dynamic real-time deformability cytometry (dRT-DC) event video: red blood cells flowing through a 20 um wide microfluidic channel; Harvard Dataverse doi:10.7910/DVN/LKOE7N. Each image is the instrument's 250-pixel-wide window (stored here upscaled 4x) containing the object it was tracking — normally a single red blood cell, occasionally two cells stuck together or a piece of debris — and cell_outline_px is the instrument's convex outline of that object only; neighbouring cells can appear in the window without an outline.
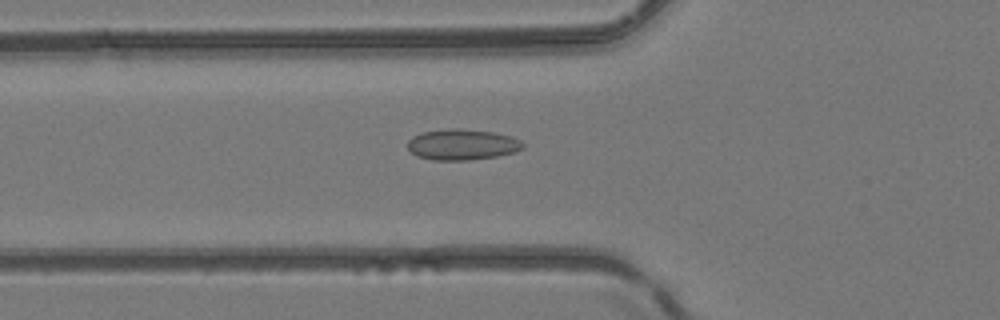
{"species": "common noctule bat (a hibernating species)", "species_latin": "Nyctalus noctula", "temperature_condition": "room temperature", "stored_images_in_passage": 51, "camera_frame_rate_fps": 3000, "um_per_image_px": 0.085, "animal": {"sex": "female", "body_mass_g": 24.6, "forearm_length_mm": 56.2}, "frame": {"image": 1, "passage_image": 19, "time_ms": 6.0, "image_size_px": [1000, 320], "cell_outline_px": [[524, 148], [516, 152], [496, 156], [468, 160], [432, 160], [416, 156], [408, 148], [408, 140], [412, 136], [424, 132], [452, 128], [456, 128], [492, 132], [512, 136], [520, 140], [524, 144]], "centroid_in_image_um": [39.3, 12.29], "position_along_channel_um": 86.5, "area_um2": 20.69}}
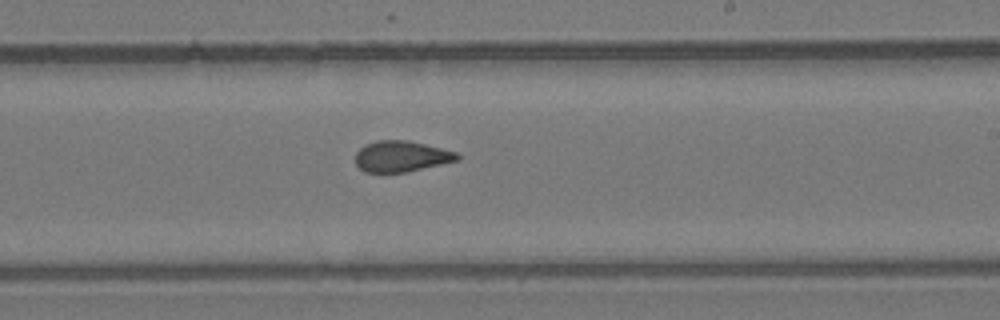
{"frame": {"image": 2, "passage_image": 31, "time_ms": 10.0, "image_size_px": [1000, 320], "cell_outline_px": [[460, 160], [404, 172], [364, 172], [356, 164], [356, 152], [364, 144], [376, 140], [408, 140], [456, 152], [460, 156]], "centroid_in_image_um": [34.09, 13.28], "position_along_channel_um": 254.9, "area_um2": 18.26}}
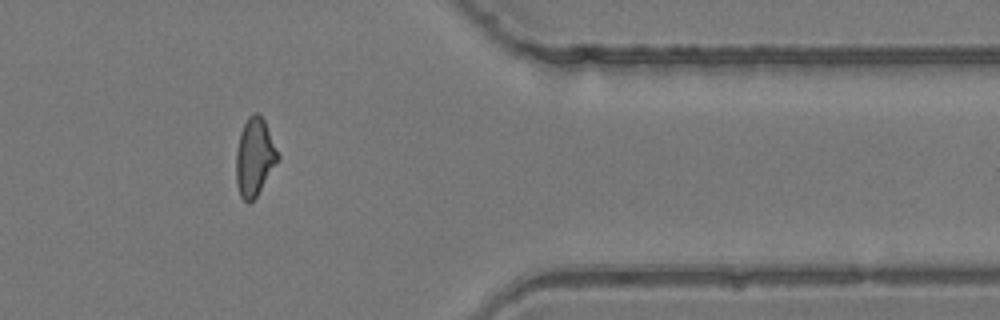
{"frame": {"image": 3, "passage_image": 42, "time_ms": 13.667, "image_size_px": [1000, 320], "cell_outline_px": [[280, 160], [256, 196], [248, 204], [240, 196], [236, 184], [236, 152], [240, 132], [248, 116], [252, 112], [256, 112], [264, 120], [280, 156]], "centroid_in_image_um": [21.64, 13.36], "position_along_channel_um": 389.8, "area_um2": 19.02}, "authors_computed_cell_mechanics": {"area_um2": 19.1896, "velocity_mm_per_s": 4.1833, "shape_relaxation_time_tau1_ms": null, "shape_relaxation_time_tau2_ms": 1.2079, "deformation_change_tau1": null, "deformation_change_tau2": 0.0593}}